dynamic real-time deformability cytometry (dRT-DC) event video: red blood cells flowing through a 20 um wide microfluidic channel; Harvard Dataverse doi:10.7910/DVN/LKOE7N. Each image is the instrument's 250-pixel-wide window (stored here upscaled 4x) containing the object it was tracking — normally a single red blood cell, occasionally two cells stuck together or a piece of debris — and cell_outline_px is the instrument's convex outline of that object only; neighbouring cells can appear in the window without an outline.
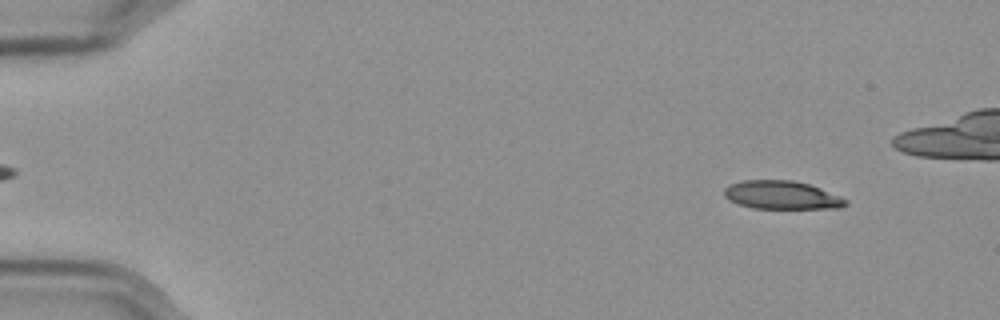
{"species": "Egyptian fruit bat (a non-hibernating species)", "species_latin": "Rousettus aegyptiacus", "temperature_condition": "cold", "stored_images_in_passage": 51, "camera_frame_rate_fps": 3000, "um_per_image_px": 0.085, "frame": {"image": 1, "passage_image": 6, "time_ms": 1.667, "image_size_px": [1000, 320], "cell_outline_px": [[848, 204], [840, 208], [752, 208], [728, 200], [724, 196], [724, 188], [740, 180], [792, 180], [808, 184], [820, 188], [840, 196], [848, 200]], "centroid_in_image_um": [66.44, 16.58], "position_along_channel_um": 18.6, "area_um2": 20.0}}
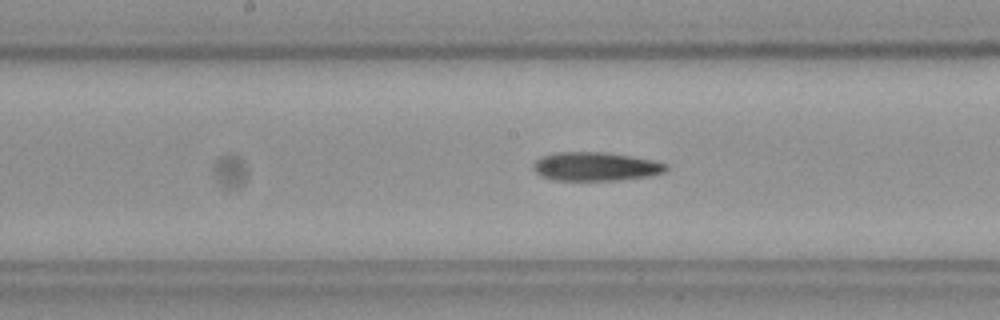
{"frame": {"image": 2, "passage_image": 30, "time_ms": 9.667, "image_size_px": [1000, 320], "cell_outline_px": [[668, 168], [664, 172], [652, 176], [616, 180], [552, 180], [540, 176], [532, 168], [536, 160], [544, 156], [560, 152], [604, 152], [652, 160], [668, 164]], "centroid_in_image_um": [50.63, 14.16], "position_along_channel_um": 197.6, "area_um2": 22.08}}
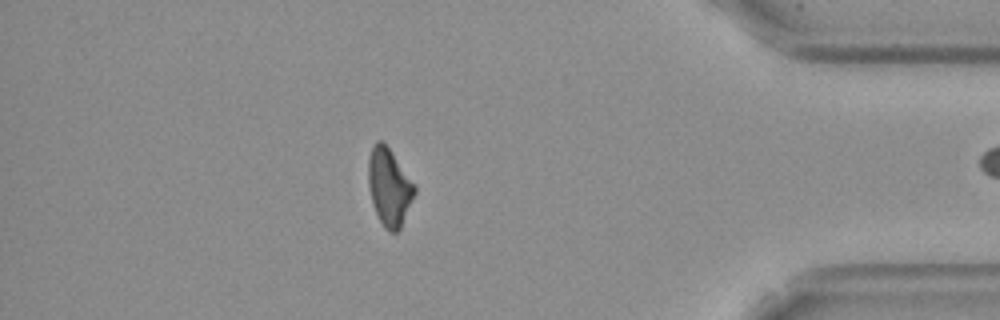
{"frame": {"image": 3, "passage_image": 50, "time_ms": 16.333, "image_size_px": [1000, 320], "cell_outline_px": [[416, 192], [400, 228], [396, 232], [388, 232], [384, 228], [372, 204], [368, 188], [368, 160], [372, 148], [376, 140], [380, 140], [388, 148], [416, 184]], "centroid_in_image_um": [33.08, 15.92], "position_along_channel_um": 402.1, "area_um2": 20.81}}